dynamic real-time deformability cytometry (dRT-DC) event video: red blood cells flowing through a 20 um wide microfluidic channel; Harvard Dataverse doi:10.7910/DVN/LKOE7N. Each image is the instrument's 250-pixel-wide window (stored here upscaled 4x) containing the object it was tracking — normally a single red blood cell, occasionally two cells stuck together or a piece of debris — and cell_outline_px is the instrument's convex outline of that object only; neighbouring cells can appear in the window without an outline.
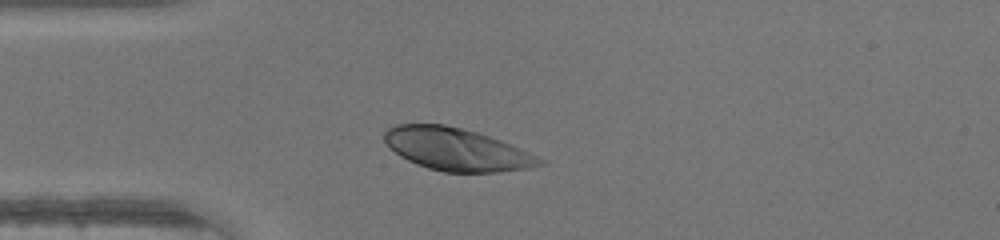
{"species": "human", "species_latin": "Homo sapiens", "temperature_condition": "warm", "stored_images_in_passage": 35, "camera_frame_rate_fps": 3000, "um_per_image_px": 0.085, "donor": {"sex": "male"}, "frame": {"image": 1, "passage_image": 1, "time_ms": 0.0, "image_size_px": [1000, 240], "cell_outline_px": [[548, 164], [532, 168], [500, 172], [444, 172], [428, 168], [416, 164], [400, 156], [384, 140], [384, 132], [388, 128], [396, 124], [444, 124], [476, 132], [500, 140], [548, 160]], "centroid_in_image_um": [38.87, 12.71], "position_along_channel_um": 46.1, "area_um2": 38.49}}
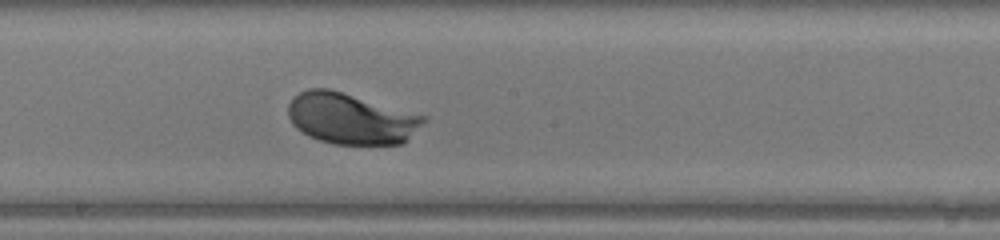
{"frame": {"image": 2, "passage_image": 14, "time_ms": 4.333, "image_size_px": [1000, 240], "cell_outline_px": [[428, 120], [404, 144], [336, 144], [320, 140], [308, 136], [296, 128], [292, 124], [288, 116], [288, 104], [300, 92], [308, 88], [328, 88], [428, 116]], "centroid_in_image_um": [29.87, 10.08], "position_along_channel_um": 218.3, "area_um2": 40.46}}
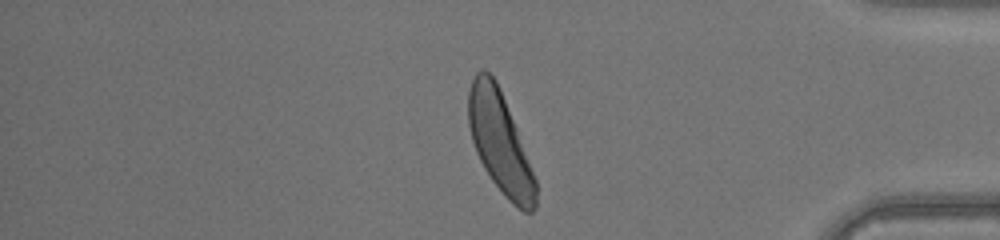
{"frame": {"image": 3, "passage_image": 28, "time_ms": 9.0, "image_size_px": [1000, 240], "cell_outline_px": [[536, 208], [532, 212], [524, 212], [512, 204], [508, 200], [492, 180], [484, 168], [476, 152], [472, 140], [468, 124], [468, 88], [476, 72], [480, 68], [484, 68], [496, 80], [500, 88], [516, 128], [536, 180]], "centroid_in_image_um": [42.48, 12.09], "position_along_channel_um": 392.7, "area_um2": 39.3}}